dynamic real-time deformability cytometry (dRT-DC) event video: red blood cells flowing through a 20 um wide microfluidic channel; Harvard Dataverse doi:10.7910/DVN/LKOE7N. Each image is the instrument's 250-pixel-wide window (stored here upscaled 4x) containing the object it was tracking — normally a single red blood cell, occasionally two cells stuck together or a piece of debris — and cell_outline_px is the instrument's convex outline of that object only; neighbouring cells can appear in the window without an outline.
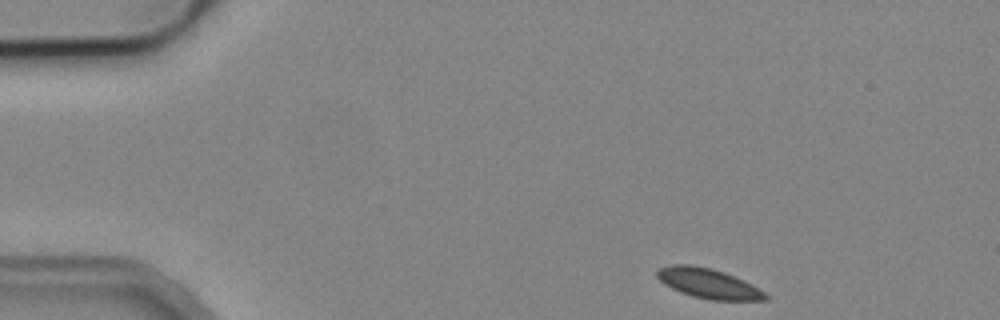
{"species": "common noctule bat (a hibernating species)", "species_latin": "Nyctalus noctula", "temperature_condition": "cold", "stored_images_in_passage": 3, "camera_frame_rate_fps": 3000, "um_per_image_px": 0.085, "animal": {"sex": "male", "body_mass_g": 19.2, "forearm_length_mm": 51.8}, "frame": {"image": 1, "passage_image": 1, "time_ms": 0.0, "image_size_px": [1000, 320], "cell_outline_px": [[772, 296], [768, 300], [708, 300], [692, 296], [680, 292], [664, 284], [656, 276], [656, 272], [660, 268], [672, 264], [688, 264], [712, 268], [724, 272], [752, 284]], "centroid_in_image_um": [60.24, 24.1], "position_along_channel_um": 24.8, "area_um2": 19.02}}